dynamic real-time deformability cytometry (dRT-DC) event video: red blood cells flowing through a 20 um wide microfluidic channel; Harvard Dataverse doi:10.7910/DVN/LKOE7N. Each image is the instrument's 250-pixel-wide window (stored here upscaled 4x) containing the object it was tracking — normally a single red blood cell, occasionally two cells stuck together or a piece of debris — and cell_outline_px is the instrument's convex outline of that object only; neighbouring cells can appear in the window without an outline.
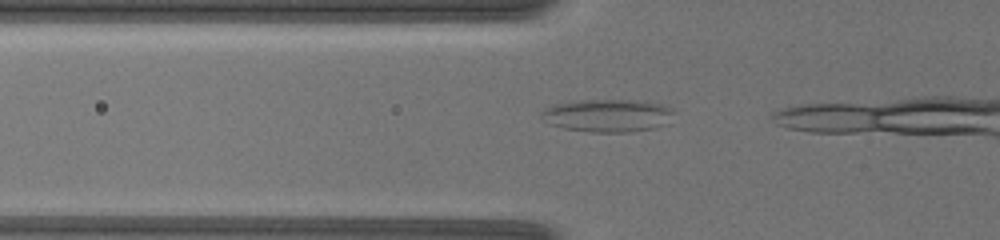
{"species": "common noctule bat (a hibernating species)", "species_latin": "Nyctalus noctula", "temperature_condition": "warm", "stored_images_in_passage": 7, "camera_frame_rate_fps": 3000, "um_per_image_px": 0.085, "animal": {"sex": "female", "body_mass_g": 19.5, "forearm_length_mm": 54.1}, "frame": {"image": 1, "passage_image": 3, "time_ms": 0.667, "image_size_px": [1000, 240], "cell_outline_px": [[676, 112], [664, 124], [656, 128], [628, 132], [592, 132], [564, 128], [548, 124], [540, 116], [540, 112], [544, 108], [552, 104], [580, 100], [632, 100], [664, 104], [672, 108]], "centroid_in_image_um": [51.62, 9.81], "position_along_channel_um": 74.2, "area_um2": 25.55}}
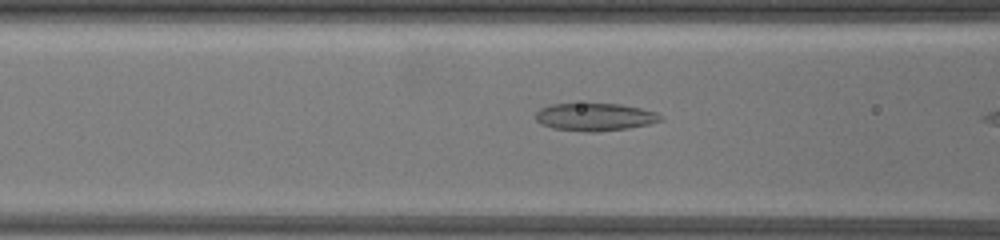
{"frame": {"image": 2, "passage_image": 6, "time_ms": 1.667, "image_size_px": [1000, 240], "cell_outline_px": [[664, 120], [648, 124], [628, 128], [596, 132], [588, 132], [552, 128], [540, 124], [536, 120], [536, 112], [540, 108], [548, 104], [620, 104], [640, 108], [656, 112]], "centroid_in_image_um": [50.53, 9.94], "position_along_channel_um": 116.1, "area_um2": 20.11}}